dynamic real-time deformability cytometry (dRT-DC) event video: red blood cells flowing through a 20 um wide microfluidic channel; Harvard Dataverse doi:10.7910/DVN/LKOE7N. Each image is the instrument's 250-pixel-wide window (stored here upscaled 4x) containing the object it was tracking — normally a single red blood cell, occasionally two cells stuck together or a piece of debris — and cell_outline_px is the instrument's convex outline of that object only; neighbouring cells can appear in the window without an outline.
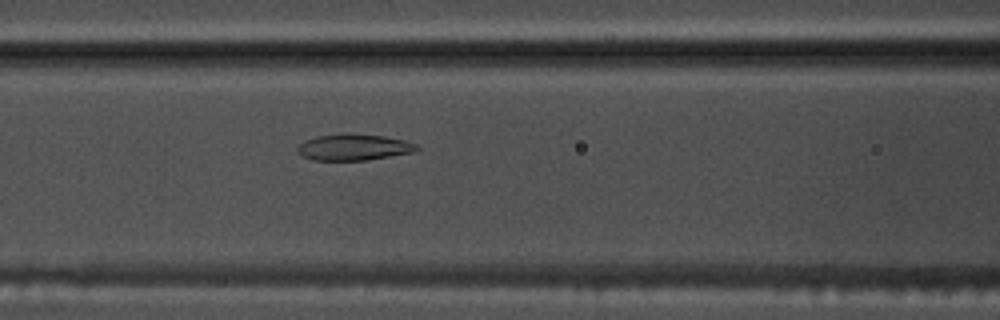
{"species": "common noctule bat (a hibernating species)", "species_latin": "Nyctalus noctula", "temperature_condition": "warm", "stored_images_in_passage": 30, "camera_frame_rate_fps": 3000, "um_per_image_px": 0.085, "animal": {"sex": "male", "body_mass_g": 17.5, "forearm_length_mm": 52.3}, "frame": {"image": 1, "passage_image": 9, "time_ms": 2.667, "image_size_px": [1000, 320], "cell_outline_px": [[420, 148], [412, 152], [368, 160], [312, 160], [300, 156], [296, 152], [296, 148], [304, 140], [316, 136], [344, 132], [384, 136], [404, 140], [416, 144]], "centroid_in_image_um": [30.0, 12.5], "position_along_channel_um": 136.6, "area_um2": 18.55}}
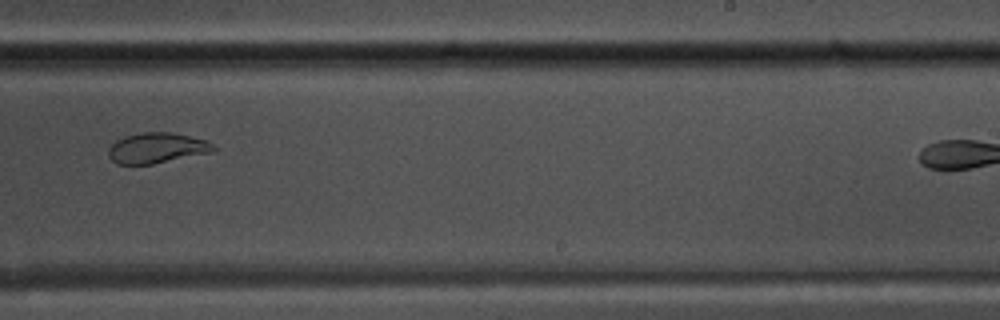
{"frame": {"image": 2, "passage_image": 20, "time_ms": 6.333, "image_size_px": [1000, 320], "cell_outline_px": [[216, 152], [152, 164], [116, 164], [108, 156], [108, 148], [116, 140], [124, 136], [140, 132], [172, 132], [208, 140], [216, 148]], "centroid_in_image_um": [13.36, 12.58], "position_along_channel_um": 275.6, "area_um2": 18.96}}
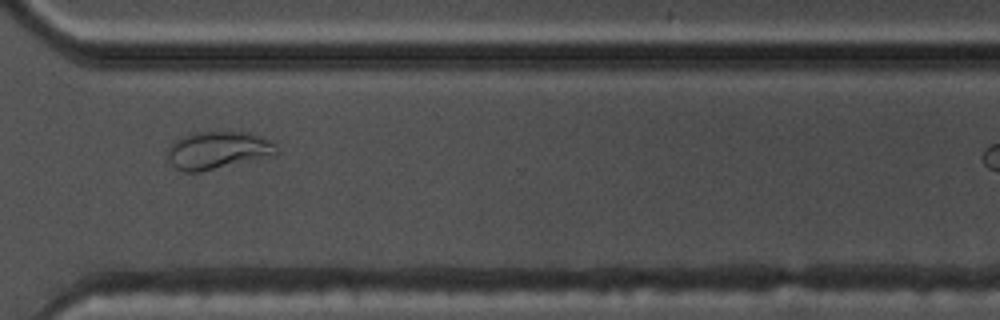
{"frame": {"image": 3, "passage_image": 26, "time_ms": 8.333, "image_size_px": [1000, 320], "cell_outline_px": [[280, 152], [276, 156], [200, 172], [184, 172], [176, 168], [168, 160], [168, 148], [176, 140], [192, 132], [248, 132], [268, 140], [276, 144]], "centroid_in_image_um": [18.57, 12.79], "position_along_channel_um": 352.0, "area_um2": 24.1}}